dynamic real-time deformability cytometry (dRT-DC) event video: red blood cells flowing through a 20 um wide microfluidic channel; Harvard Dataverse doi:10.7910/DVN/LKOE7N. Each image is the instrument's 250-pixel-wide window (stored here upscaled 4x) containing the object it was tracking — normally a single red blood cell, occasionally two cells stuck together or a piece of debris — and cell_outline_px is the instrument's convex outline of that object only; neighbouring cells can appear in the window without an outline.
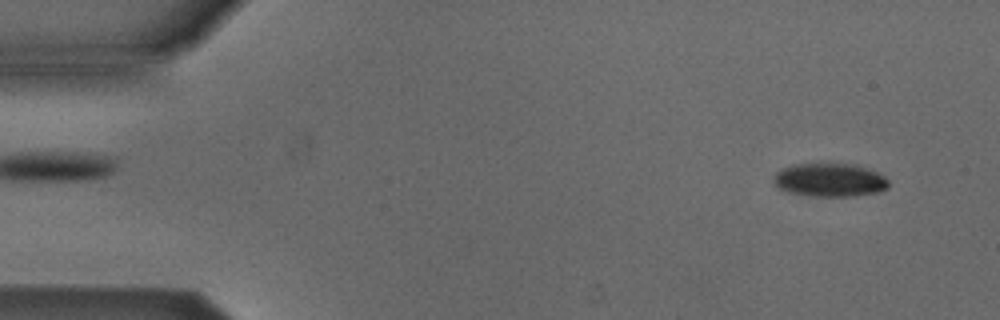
{"species": "Egyptian fruit bat (a non-hibernating species)", "species_latin": "Rousettus aegyptiacus", "temperature_condition": "cold", "stored_images_in_passage": 52, "camera_frame_rate_fps": 3000, "um_per_image_px": 0.085, "animal": {"sex": "male"}, "frame": {"image": 1, "passage_image": 3, "time_ms": 0.667, "image_size_px": [1000, 320], "cell_outline_px": [[888, 188], [876, 192], [856, 196], [816, 196], [788, 192], [776, 188], [772, 180], [776, 172], [792, 164], [820, 160], [856, 164], [876, 172], [884, 176], [888, 180]], "centroid_in_image_um": [70.48, 15.24], "position_along_channel_um": 14.5, "area_um2": 23.29}}
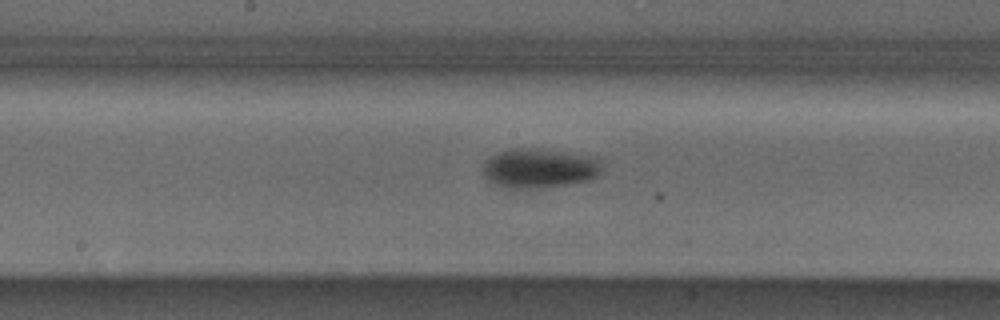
{"frame": {"image": 2, "passage_image": 26, "time_ms": 8.333, "image_size_px": [1000, 320], "cell_outline_px": [[600, 172], [592, 180], [564, 184], [528, 188], [508, 188], [496, 184], [488, 180], [484, 176], [484, 160], [500, 152], [512, 148], [544, 148], [600, 160]], "centroid_in_image_um": [45.79, 14.29], "position_along_channel_um": 202.4, "area_um2": 26.76}}
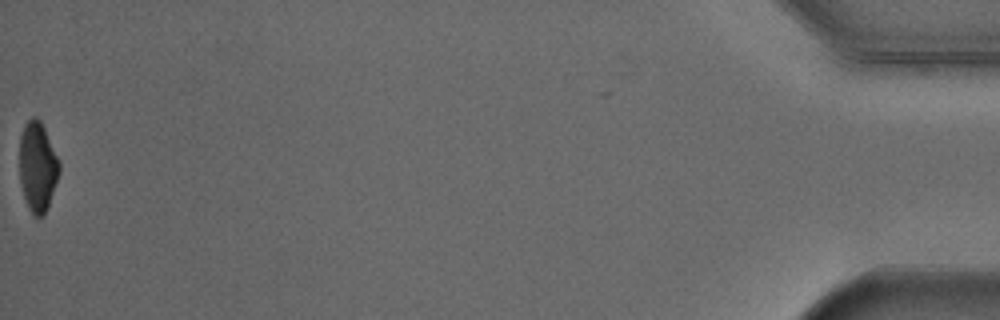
{"frame": {"image": 3, "passage_image": 52, "time_ms": 17.0, "image_size_px": [1000, 320], "cell_outline_px": [[60, 172], [48, 208], [44, 216], [36, 216], [28, 208], [20, 184], [20, 136], [24, 124], [32, 116], [36, 116], [40, 120], [44, 128], [60, 164]], "centroid_in_image_um": [3.19, 14.18], "position_along_channel_um": 432.0, "area_um2": 20.75}, "authors_computed_cell_mechanics": {"area_um2": 24.1026, "velocity_mm_per_s": 3.8736, "shape_relaxation_time_tau1_ms": 3.7024, "shape_relaxation_time_tau2_ms": null, "deformation_change_tau1": 0.1044, "deformation_change_tau2": null}}